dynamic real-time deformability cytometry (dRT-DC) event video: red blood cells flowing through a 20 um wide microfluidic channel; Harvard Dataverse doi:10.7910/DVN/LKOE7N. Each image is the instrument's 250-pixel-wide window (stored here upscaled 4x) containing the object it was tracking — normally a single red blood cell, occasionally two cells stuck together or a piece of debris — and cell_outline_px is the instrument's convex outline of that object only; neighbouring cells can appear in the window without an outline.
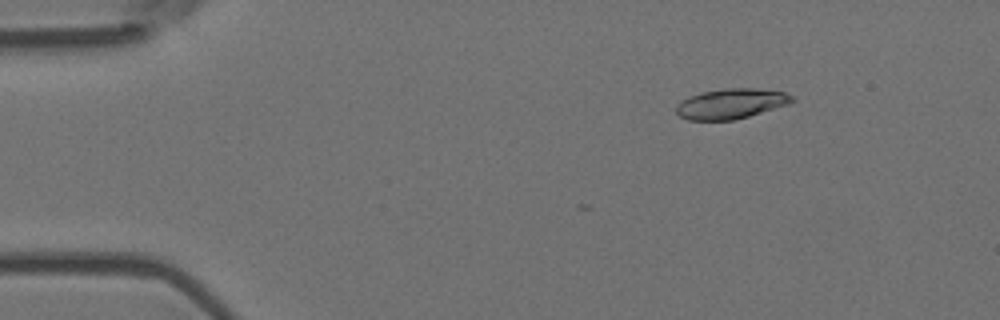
{"species": "Egyptian fruit bat (a non-hibernating species)", "species_latin": "Rousettus aegyptiacus", "temperature_condition": "room temperature", "stored_images_in_passage": 4, "camera_frame_rate_fps": 3000, "um_per_image_px": 0.085, "animal": {"sex": "female"}, "frame": {"image": 1, "passage_image": 2, "time_ms": 0.333, "image_size_px": [1000, 320], "cell_outline_px": [[796, 100], [788, 104], [748, 116], [732, 120], [688, 120], [680, 116], [676, 112], [676, 104], [680, 100], [688, 96], [700, 92], [724, 88], [756, 88], [784, 92], [796, 96]], "centroid_in_image_um": [62.12, 8.8], "position_along_channel_um": 22.9, "area_um2": 20.52}}